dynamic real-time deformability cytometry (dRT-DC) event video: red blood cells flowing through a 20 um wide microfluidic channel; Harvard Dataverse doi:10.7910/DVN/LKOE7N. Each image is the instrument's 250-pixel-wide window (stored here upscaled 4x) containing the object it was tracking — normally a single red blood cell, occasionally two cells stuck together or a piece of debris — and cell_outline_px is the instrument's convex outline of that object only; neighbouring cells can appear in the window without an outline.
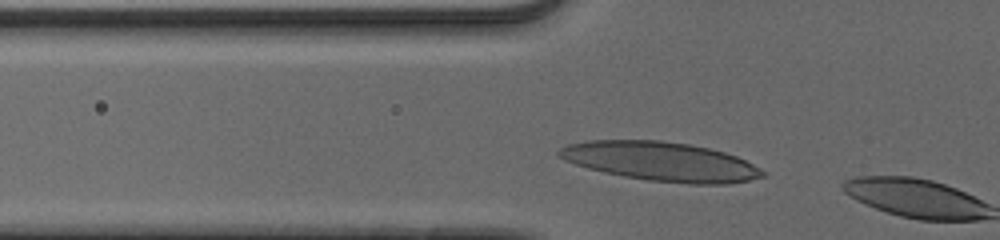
{"species": "human", "species_latin": "Homo sapiens", "temperature_condition": "cold", "stored_images_in_passage": 4, "camera_frame_rate_fps": 3000, "um_per_image_px": 0.085, "donor": {"sex": "male"}, "frame": {"image": 1, "passage_image": 3, "time_ms": 0.667, "image_size_px": [1000, 240], "cell_outline_px": [[768, 172], [764, 176], [748, 180], [728, 184], [688, 184], [648, 180], [624, 176], [604, 172], [588, 168], [564, 160], [556, 156], [556, 152], [560, 148], [568, 144], [588, 140], [660, 140], [688, 144], [708, 148], [724, 152], [736, 156]], "centroid_in_image_um": [56.16, 13.72], "position_along_channel_um": 69.6, "area_um2": 46.36}}